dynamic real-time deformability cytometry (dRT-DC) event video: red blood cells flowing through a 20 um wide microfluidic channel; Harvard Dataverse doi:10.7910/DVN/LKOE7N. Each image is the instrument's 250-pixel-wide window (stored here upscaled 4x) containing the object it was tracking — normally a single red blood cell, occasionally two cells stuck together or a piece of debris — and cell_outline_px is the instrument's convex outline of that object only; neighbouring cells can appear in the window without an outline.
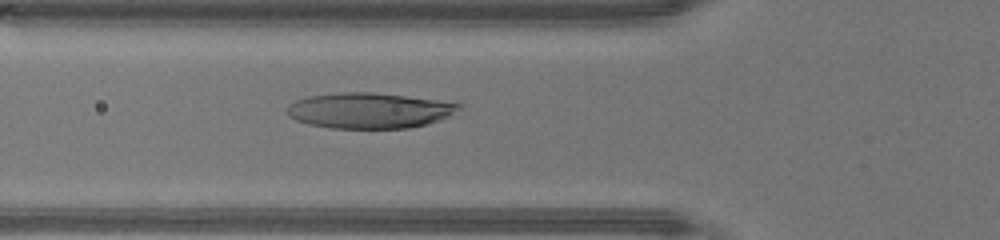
{"species": "human", "species_latin": "Homo sapiens", "temperature_condition": "warm", "stored_images_in_passage": 46, "camera_frame_rate_fps": 3000, "um_per_image_px": 0.085, "donor": {"sex": "male"}, "frame": {"image": 1, "passage_image": 16, "time_ms": 5.0, "image_size_px": [1000, 240], "cell_outline_px": [[464, 104], [460, 116], [428, 124], [408, 128], [332, 128], [308, 124], [296, 120], [288, 116], [288, 104], [296, 100], [308, 96], [336, 92], [372, 92], [440, 100]], "centroid_in_image_um": [31.53, 9.39], "position_along_channel_um": 94.3, "area_um2": 36.47}}
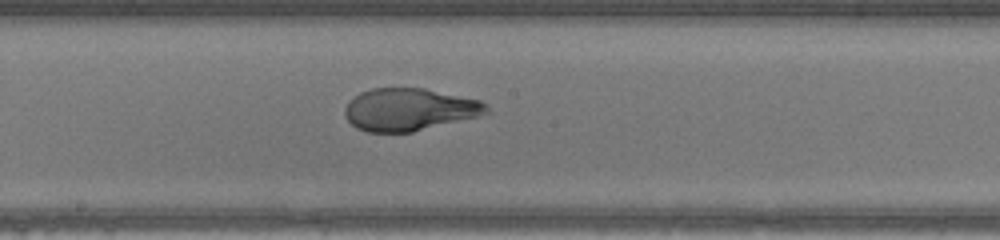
{"frame": {"image": 2, "passage_image": 24, "time_ms": 7.667, "image_size_px": [1000, 240], "cell_outline_px": [[492, 112], [412, 132], [368, 132], [356, 128], [348, 120], [344, 112], [344, 108], [348, 100], [360, 92], [372, 88], [424, 88], [480, 100], [488, 104]], "centroid_in_image_um": [34.77, 9.3], "position_along_channel_um": 213.4, "area_um2": 35.03}}
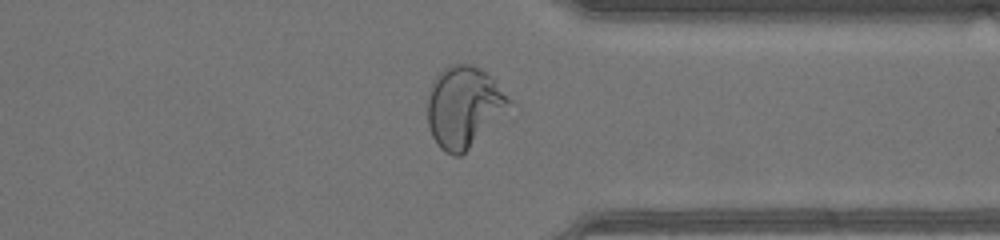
{"frame": {"image": 3, "passage_image": 35, "time_ms": 11.333, "image_size_px": [1000, 240], "cell_outline_px": [[520, 108], [460, 156], [452, 156], [444, 152], [436, 144], [432, 136], [428, 124], [428, 96], [432, 80], [448, 64], [472, 64], [480, 68]], "centroid_in_image_um": [39.54, 9.15], "position_along_channel_um": 371.9, "area_um2": 40.29}}